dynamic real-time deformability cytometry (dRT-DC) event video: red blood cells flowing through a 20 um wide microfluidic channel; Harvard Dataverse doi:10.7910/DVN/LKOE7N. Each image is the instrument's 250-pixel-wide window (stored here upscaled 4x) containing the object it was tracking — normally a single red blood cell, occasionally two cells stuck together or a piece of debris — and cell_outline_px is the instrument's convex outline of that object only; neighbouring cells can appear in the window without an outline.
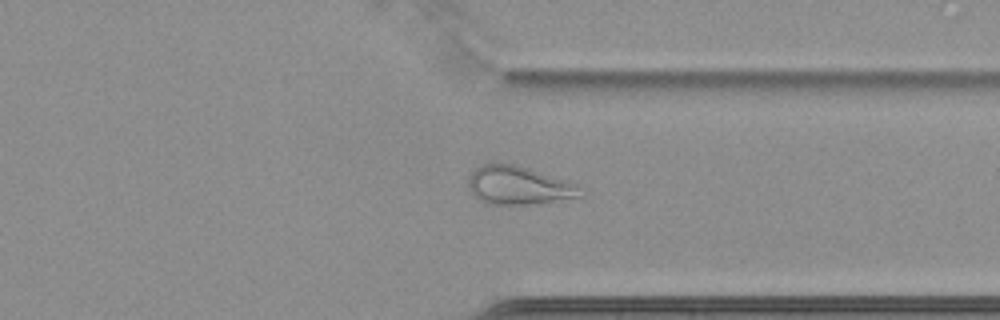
{"species": "common noctule bat (a hibernating species)", "species_latin": "Nyctalus noctula", "temperature_condition": "cold", "stored_images_in_passage": 63, "camera_frame_rate_fps": 3000, "um_per_image_px": 0.085, "animal": {"sex": "female", "body_mass_g": 22.7, "forearm_length_mm": 54.2}, "frame": {"image": 1, "passage_image": 50, "time_ms": 16.333, "image_size_px": [1000, 320], "cell_outline_px": [[580, 196], [528, 204], [488, 204], [480, 200], [472, 192], [468, 184], [468, 180], [472, 172], [476, 168], [492, 160], [512, 164], [528, 168], [572, 180], [576, 184]], "centroid_in_image_um": [44.04, 15.71], "position_along_channel_um": 367.4, "area_um2": 24.91}}
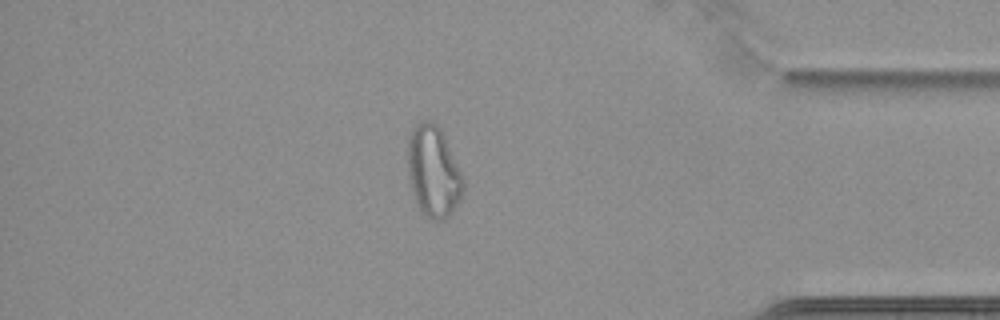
{"frame": {"image": 2, "passage_image": 55, "time_ms": 18.0, "image_size_px": [1000, 320], "cell_outline_px": [[464, 188], [460, 200], [448, 216], [444, 220], [432, 220], [416, 204], [408, 176], [408, 136], [412, 128], [420, 120], [432, 120], [440, 128], [444, 136], [464, 180]], "centroid_in_image_um": [36.82, 14.55], "position_along_channel_um": 398.4, "area_um2": 29.3}, "authors_computed_cell_mechanics": {"area_um2": 29.5358, "velocity_mm_per_s": 3.4694, "shape_relaxation_time_tau1_ms": null, "shape_relaxation_time_tau2_ms": 3.2097, "deformation_change_tau1": null, "deformation_change_tau2": 0.1056}}